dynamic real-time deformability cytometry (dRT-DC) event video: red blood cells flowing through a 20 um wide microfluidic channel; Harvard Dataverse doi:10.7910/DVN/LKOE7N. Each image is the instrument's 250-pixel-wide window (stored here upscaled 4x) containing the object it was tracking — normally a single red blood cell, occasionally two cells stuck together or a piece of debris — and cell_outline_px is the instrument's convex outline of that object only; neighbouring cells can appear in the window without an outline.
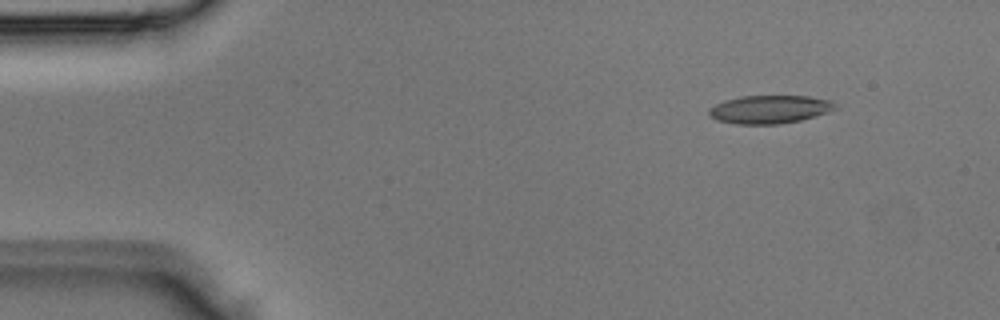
{"species": "Egyptian fruit bat (a non-hibernating species)", "species_latin": "Rousettus aegyptiacus", "temperature_condition": "room temperature", "stored_images_in_passage": 3, "camera_frame_rate_fps": 3000, "um_per_image_px": 0.085, "animal": {"sex": "male"}, "frame": {"image": 1, "passage_image": 1, "time_ms": 0.0, "image_size_px": [1000, 320], "cell_outline_px": [[836, 108], [828, 112], [800, 120], [780, 124], [736, 124], [716, 120], [708, 116], [708, 112], [716, 104], [724, 100], [740, 96], [808, 96], [832, 100], [836, 104]], "centroid_in_image_um": [65.41, 9.29], "position_along_channel_um": 19.6, "area_um2": 20.75}}
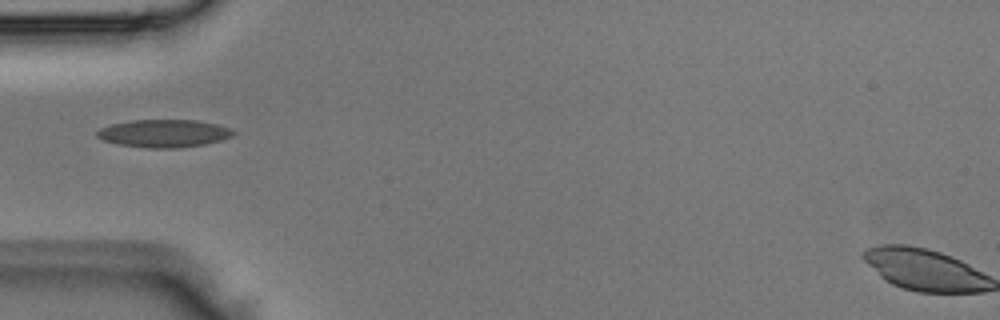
{"frame": {"image": 2, "passage_image": 3, "time_ms": 0.667, "image_size_px": [1000, 320], "cell_outline_px": [[236, 132], [232, 136], [220, 140], [204, 144], [180, 148], [148, 148], [116, 144], [104, 140], [96, 136], [96, 132], [100, 128], [112, 124], [132, 120], [196, 120], [216, 124], [232, 128]], "centroid_in_image_um": [13.94, 11.34], "position_along_channel_um": 71.1, "area_um2": 22.08}}